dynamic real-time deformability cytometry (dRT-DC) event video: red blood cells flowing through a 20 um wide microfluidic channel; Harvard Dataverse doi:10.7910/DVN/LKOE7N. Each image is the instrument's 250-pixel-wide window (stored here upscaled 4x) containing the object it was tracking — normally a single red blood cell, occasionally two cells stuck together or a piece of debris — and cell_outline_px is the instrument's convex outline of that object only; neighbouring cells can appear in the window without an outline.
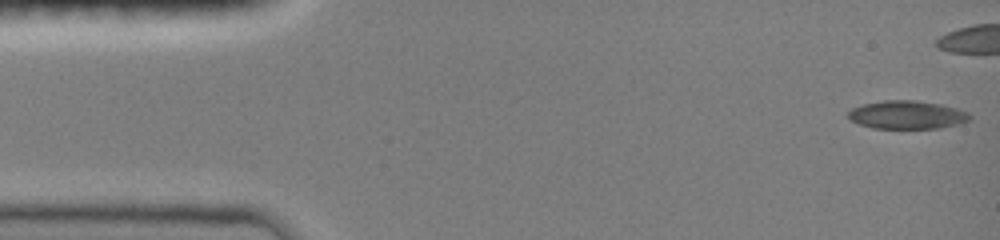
{"species": "common noctule bat (a hibernating species)", "species_latin": "Nyctalus noctula", "temperature_condition": "room temperature", "stored_images_in_passage": 40, "camera_frame_rate_fps": 3000, "um_per_image_px": 0.085, "animal": {"sex": "female", "body_mass_g": 19.0, "forearm_length_mm": 51.5}, "frame": {"image": 1, "passage_image": 1, "time_ms": 0.0, "image_size_px": [1000, 240], "cell_outline_px": [[972, 116], [968, 120], [956, 124], [940, 128], [872, 128], [860, 124], [852, 120], [848, 116], [848, 112], [852, 108], [864, 104], [884, 100], [916, 100], [940, 104], [956, 108], [968, 112]], "centroid_in_image_um": [77.1, 9.75], "position_along_channel_um": 7.9, "area_um2": 19.83}}
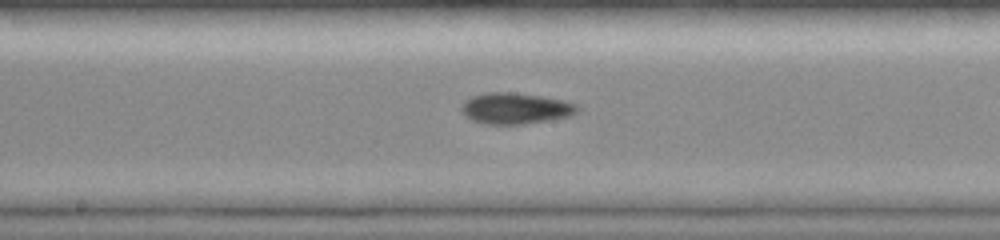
{"frame": {"image": 2, "passage_image": 24, "time_ms": 7.667, "image_size_px": [1000, 240], "cell_outline_px": [[580, 108], [572, 116], [524, 124], [484, 124], [472, 120], [464, 116], [460, 108], [464, 100], [472, 96], [488, 92], [512, 92], [540, 96], [564, 100], [576, 104]], "centroid_in_image_um": [43.79, 9.21], "position_along_channel_um": 204.4, "area_um2": 21.15}}
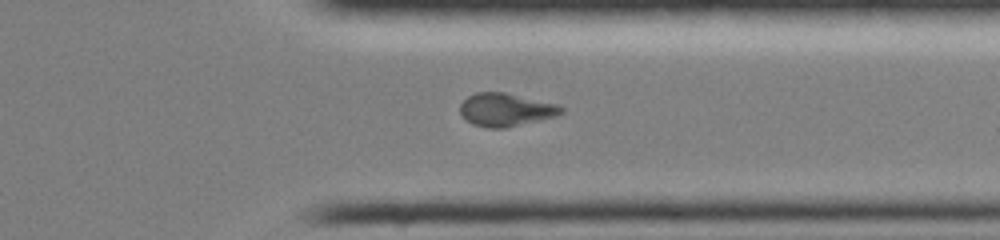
{"frame": {"image": 3, "passage_image": 37, "time_ms": 11.667, "image_size_px": [1000, 240], "cell_outline_px": [[564, 112], [556, 116], [504, 128], [488, 128], [472, 124], [460, 112], [460, 104], [468, 96], [476, 92], [504, 92], [556, 104], [564, 108]], "centroid_in_image_um": [42.98, 9.32], "position_along_channel_um": 368.4, "area_um2": 19.25}}